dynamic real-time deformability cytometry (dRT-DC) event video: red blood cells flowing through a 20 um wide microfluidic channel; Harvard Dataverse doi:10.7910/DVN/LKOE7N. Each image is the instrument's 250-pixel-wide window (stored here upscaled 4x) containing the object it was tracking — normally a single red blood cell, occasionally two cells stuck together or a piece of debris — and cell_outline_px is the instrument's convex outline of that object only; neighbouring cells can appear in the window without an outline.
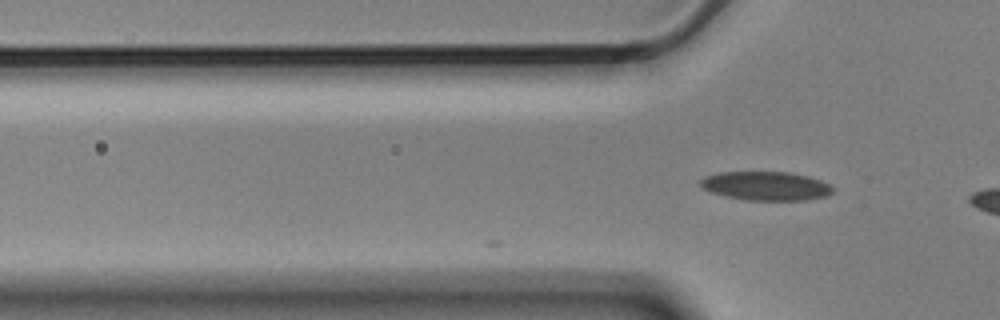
{"species": "Egyptian fruit bat (a non-hibernating species)", "species_latin": "Rousettus aegyptiacus", "temperature_condition": "cold", "stored_images_in_passage": 4, "camera_frame_rate_fps": 3000, "um_per_image_px": 0.085, "animal": {"sex": "male"}, "frame": {"image": 1, "passage_image": 4, "time_ms": 1.0, "image_size_px": [1000, 320], "cell_outline_px": [[836, 188], [828, 196], [808, 200], [748, 200], [724, 196], [712, 192], [704, 188], [700, 184], [700, 180], [704, 176], [716, 172], [788, 172], [808, 176], [820, 180]], "centroid_in_image_um": [65.12, 15.8], "position_along_channel_um": 60.7, "area_um2": 22.37}}